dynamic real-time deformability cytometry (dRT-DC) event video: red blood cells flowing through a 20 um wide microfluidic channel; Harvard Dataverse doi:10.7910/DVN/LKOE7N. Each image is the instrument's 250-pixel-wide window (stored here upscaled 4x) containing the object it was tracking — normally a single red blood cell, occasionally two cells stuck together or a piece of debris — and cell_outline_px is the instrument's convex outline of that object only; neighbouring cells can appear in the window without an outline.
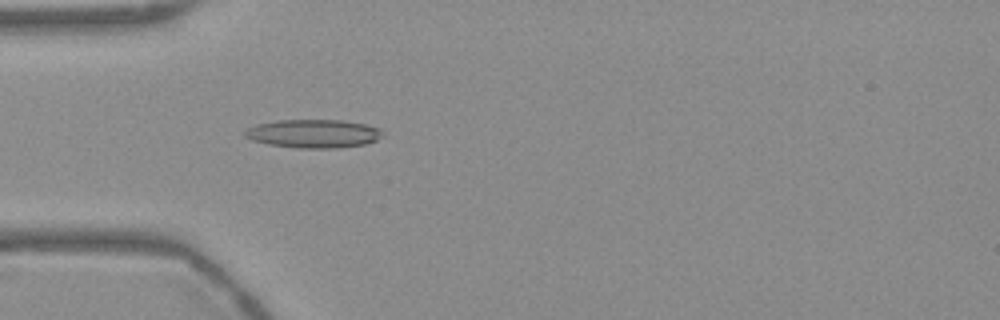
{"species": "Egyptian fruit bat (a non-hibernating species)", "species_latin": "Rousettus aegyptiacus", "temperature_condition": "warm", "stored_images_in_passage": 54, "camera_frame_rate_fps": 3000, "um_per_image_px": 0.085, "frame": {"image": 1, "passage_image": 16, "time_ms": 5.0, "image_size_px": [1000, 320], "cell_outline_px": [[384, 136], [376, 140], [364, 144], [336, 148], [296, 148], [268, 144], [252, 140], [244, 136], [244, 132], [248, 128], [256, 124], [276, 120], [344, 120], [364, 124], [380, 128], [384, 132]], "centroid_in_image_um": [26.65, 11.35], "position_along_channel_um": 58.3, "area_um2": 22.95}}
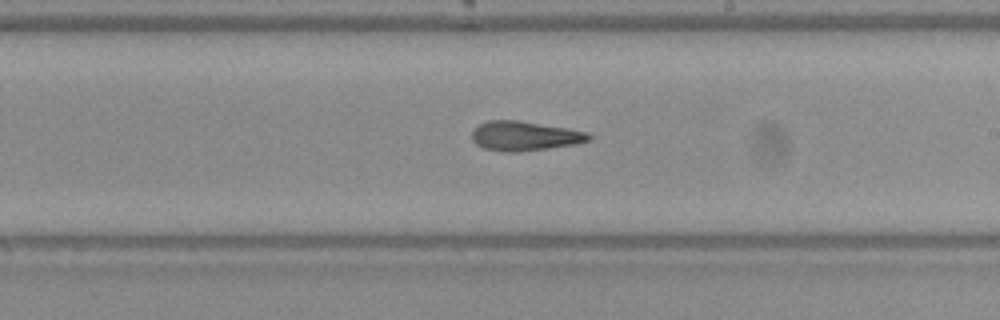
{"frame": {"image": 2, "passage_image": 31, "time_ms": 10.0, "image_size_px": [1000, 320], "cell_outline_px": [[592, 140], [576, 144], [548, 148], [516, 152], [504, 152], [484, 148], [476, 144], [472, 140], [472, 132], [480, 124], [488, 120], [520, 120], [568, 128], [588, 132], [592, 136]], "centroid_in_image_um": [44.62, 11.55], "position_along_channel_um": 244.4, "area_um2": 20.17}}
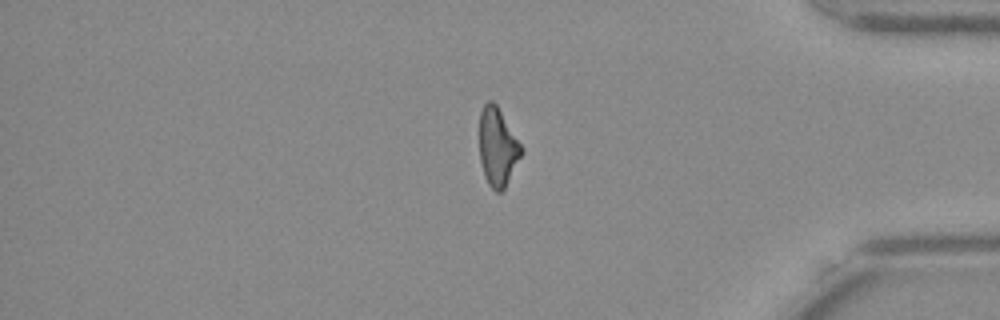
{"frame": {"image": 3, "passage_image": 45, "time_ms": 14.667, "image_size_px": [1000, 320], "cell_outline_px": [[524, 152], [504, 188], [500, 192], [496, 192], [488, 184], [484, 176], [480, 160], [480, 112], [484, 104], [488, 100], [492, 100], [496, 104], [524, 148]], "centroid_in_image_um": [42.31, 12.49], "position_along_channel_um": 392.9, "area_um2": 19.13}, "authors_computed_cell_mechanics": {"area_um2": 20.4901, "velocity_mm_per_s": 3.7692, "shape_relaxation_time_tau1_ms": null, "shape_relaxation_time_tau2_ms": 4.4441, "deformation_change_tau1": null, "deformation_change_tau2": 0.1552}}